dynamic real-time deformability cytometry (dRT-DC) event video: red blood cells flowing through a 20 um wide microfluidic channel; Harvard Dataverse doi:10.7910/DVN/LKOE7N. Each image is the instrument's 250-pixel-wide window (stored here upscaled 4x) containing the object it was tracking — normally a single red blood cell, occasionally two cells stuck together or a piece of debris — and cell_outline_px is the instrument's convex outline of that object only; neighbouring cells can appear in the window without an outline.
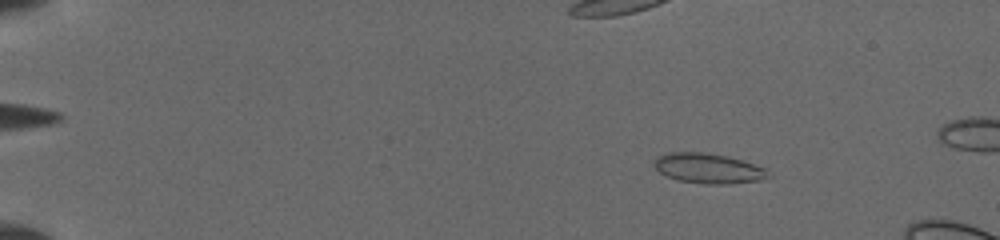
{"species": "common noctule bat (a hibernating species)", "species_latin": "Nyctalus noctula", "temperature_condition": "cold", "stored_images_in_passage": 12, "camera_frame_rate_fps": 3000, "um_per_image_px": 0.085, "animal": {"sex": "female", "body_mass_g": 19.5, "forearm_length_mm": 54.1}, "frame": {"image": 1, "passage_image": 4, "time_ms": 2.333, "image_size_px": [1000, 240], "cell_outline_px": [[772, 176], [760, 180], [728, 184], [708, 184], [676, 180], [660, 172], [652, 164], [660, 156], [668, 152], [704, 152], [724, 156], [740, 160], [764, 168]], "centroid_in_image_um": [60.19, 14.32], "position_along_channel_um": 24.8, "area_um2": 19.65}}